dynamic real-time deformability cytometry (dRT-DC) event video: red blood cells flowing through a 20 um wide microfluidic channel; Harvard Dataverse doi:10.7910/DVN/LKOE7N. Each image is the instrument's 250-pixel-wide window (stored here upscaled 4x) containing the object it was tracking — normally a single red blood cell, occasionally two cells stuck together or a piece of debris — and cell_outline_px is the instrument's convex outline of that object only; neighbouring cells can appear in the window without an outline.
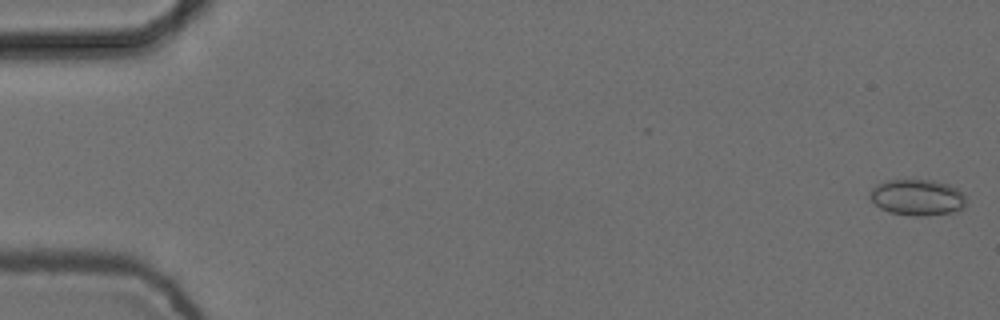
{"species": "common noctule bat (a hibernating species)", "species_latin": "Nyctalus noctula", "temperature_condition": "cold", "stored_images_in_passage": 6, "camera_frame_rate_fps": 3000, "um_per_image_px": 0.085, "animal": {"sex": "female", "body_mass_g": 24.6, "forearm_length_mm": 56.2}, "frame": {"image": 1, "passage_image": 1, "time_ms": 0.0, "image_size_px": [1000, 320], "cell_outline_px": [[964, 208], [956, 212], [924, 216], [912, 216], [888, 212], [880, 208], [868, 196], [868, 192], [876, 184], [888, 180], [932, 180], [948, 184], [956, 188], [964, 196]], "centroid_in_image_um": [77.94, 16.79], "position_along_channel_um": 7.1, "area_um2": 20.35}}
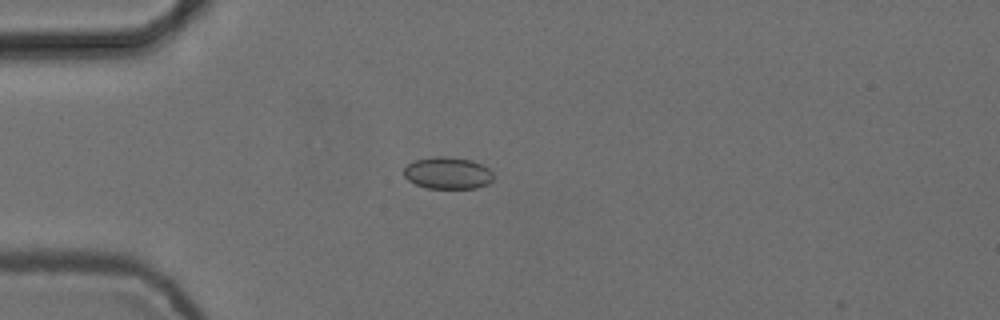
{"frame": {"image": 2, "passage_image": 5, "time_ms": 1.333, "image_size_px": [1000, 320], "cell_outline_px": [[492, 180], [488, 184], [476, 188], [428, 188], [416, 184], [408, 180], [404, 176], [404, 168], [408, 164], [416, 160], [440, 156], [444, 156], [472, 160], [488, 168], [492, 172]], "centroid_in_image_um": [38.06, 14.71], "position_along_channel_um": 46.9, "area_um2": 16.47}}